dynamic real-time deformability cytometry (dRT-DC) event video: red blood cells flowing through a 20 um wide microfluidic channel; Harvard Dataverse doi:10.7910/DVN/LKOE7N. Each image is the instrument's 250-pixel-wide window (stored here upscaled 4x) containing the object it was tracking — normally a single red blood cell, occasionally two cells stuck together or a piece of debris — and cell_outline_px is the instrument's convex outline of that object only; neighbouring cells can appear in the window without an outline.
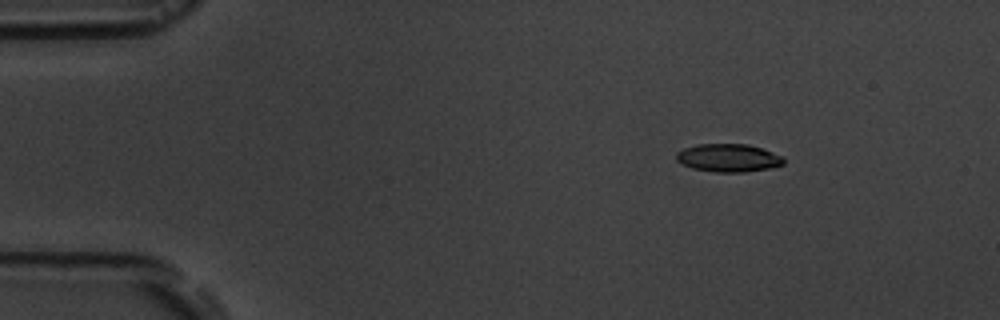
{"species": "common noctule bat (a hibernating species)", "species_latin": "Nyctalus noctula", "temperature_condition": "room temperature", "stored_images_in_passage": 4, "camera_frame_rate_fps": 3000, "um_per_image_px": 0.085, "animal": {"sex": "male", "body_mass_g": 19.5, "forearm_length_mm": 54.6}, "frame": {"image": 1, "passage_image": 2, "time_ms": 2.0, "image_size_px": [1000, 320], "cell_outline_px": [[784, 164], [768, 168], [744, 172], [716, 172], [692, 168], [680, 164], [676, 160], [676, 152], [684, 148], [696, 144], [748, 144], [784, 156]], "centroid_in_image_um": [61.88, 13.42], "position_along_channel_um": 23.1, "area_um2": 17.57}}